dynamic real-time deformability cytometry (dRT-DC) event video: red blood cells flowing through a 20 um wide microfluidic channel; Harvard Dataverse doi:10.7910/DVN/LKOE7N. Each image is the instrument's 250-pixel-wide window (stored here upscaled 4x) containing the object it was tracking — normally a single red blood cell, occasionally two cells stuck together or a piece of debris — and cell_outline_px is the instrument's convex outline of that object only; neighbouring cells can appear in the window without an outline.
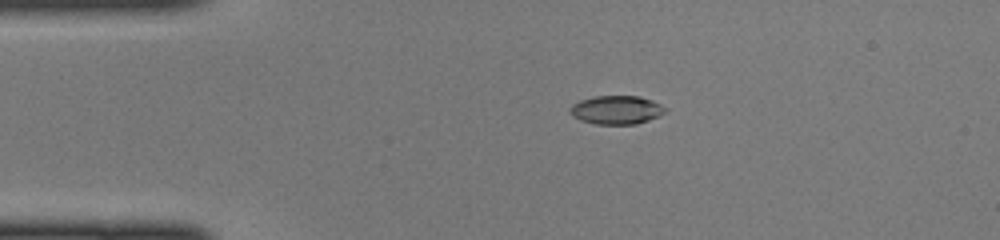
{"species": "common noctule bat (a hibernating species)", "species_latin": "Nyctalus noctula", "temperature_condition": "cold", "stored_images_in_passage": 38, "camera_frame_rate_fps": 3000, "um_per_image_px": 0.085, "animal": {"sex": "female", "body_mass_g": 22.0, "forearm_length_mm": 56.7}, "frame": {"image": 1, "passage_image": 1, "time_ms": 0.0, "image_size_px": [1000, 240], "cell_outline_px": [[668, 108], [664, 112], [648, 120], [636, 124], [596, 124], [580, 120], [572, 116], [568, 112], [568, 108], [572, 104], [580, 100], [596, 96], [640, 96], [652, 100]], "centroid_in_image_um": [52.35, 9.33], "position_along_channel_um": 32.6, "area_um2": 15.9}}
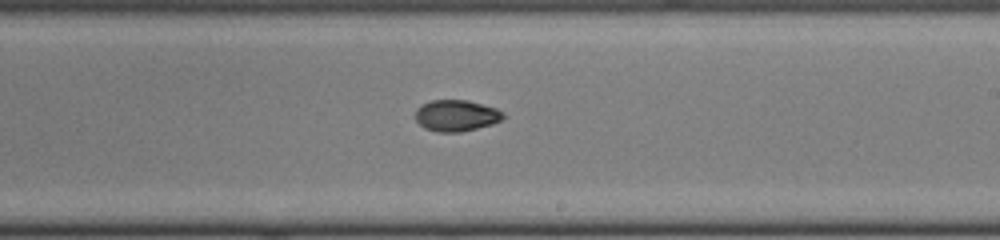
{"frame": {"image": 2, "passage_image": 19, "time_ms": 6.0, "image_size_px": [1000, 240], "cell_outline_px": [[504, 116], [500, 120], [492, 124], [460, 132], [436, 132], [424, 128], [416, 120], [416, 108], [420, 104], [432, 100], [468, 100], [496, 108], [504, 112]], "centroid_in_image_um": [38.76, 9.82], "position_along_channel_um": 250.2, "area_um2": 16.07}}
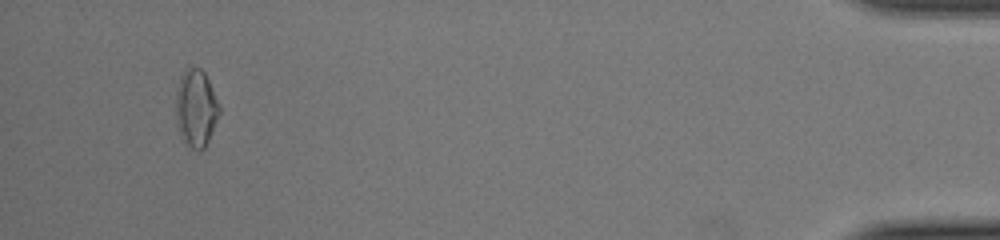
{"frame": {"image": 3, "passage_image": 36, "time_ms": 11.667, "image_size_px": [1000, 240], "cell_outline_px": [[220, 112], [208, 140], [204, 148], [200, 152], [188, 148], [180, 136], [176, 124], [176, 92], [180, 76], [188, 68], [200, 68], [204, 72], [220, 104]], "centroid_in_image_um": [16.65, 9.24], "position_along_channel_um": 418.6, "area_um2": 19.71}}